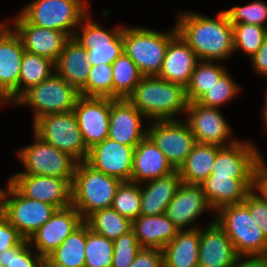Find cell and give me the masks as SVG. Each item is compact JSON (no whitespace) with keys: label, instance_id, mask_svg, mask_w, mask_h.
Returning <instances> with one entry per match:
<instances>
[{"label":"cell","instance_id":"6","mask_svg":"<svg viewBox=\"0 0 267 267\" xmlns=\"http://www.w3.org/2000/svg\"><path fill=\"white\" fill-rule=\"evenodd\" d=\"M87 0H34L19 12L29 23L73 37L88 14Z\"/></svg>","mask_w":267,"mask_h":267},{"label":"cell","instance_id":"39","mask_svg":"<svg viewBox=\"0 0 267 267\" xmlns=\"http://www.w3.org/2000/svg\"><path fill=\"white\" fill-rule=\"evenodd\" d=\"M111 207L133 222L140 215V184L131 181L121 182L117 187Z\"/></svg>","mask_w":267,"mask_h":267},{"label":"cell","instance_id":"1","mask_svg":"<svg viewBox=\"0 0 267 267\" xmlns=\"http://www.w3.org/2000/svg\"><path fill=\"white\" fill-rule=\"evenodd\" d=\"M177 14V33L196 53L198 60L223 61L234 53L232 24L224 10L216 19L195 12Z\"/></svg>","mask_w":267,"mask_h":267},{"label":"cell","instance_id":"22","mask_svg":"<svg viewBox=\"0 0 267 267\" xmlns=\"http://www.w3.org/2000/svg\"><path fill=\"white\" fill-rule=\"evenodd\" d=\"M139 112L127 99H112L108 138L124 145L136 146L147 136V128L142 129Z\"/></svg>","mask_w":267,"mask_h":267},{"label":"cell","instance_id":"8","mask_svg":"<svg viewBox=\"0 0 267 267\" xmlns=\"http://www.w3.org/2000/svg\"><path fill=\"white\" fill-rule=\"evenodd\" d=\"M80 93L56 72L27 90L16 105H28L34 111L33 123L42 116L73 111Z\"/></svg>","mask_w":267,"mask_h":267},{"label":"cell","instance_id":"38","mask_svg":"<svg viewBox=\"0 0 267 267\" xmlns=\"http://www.w3.org/2000/svg\"><path fill=\"white\" fill-rule=\"evenodd\" d=\"M233 46L235 51H242L252 58L267 37V28L253 24H232Z\"/></svg>","mask_w":267,"mask_h":267},{"label":"cell","instance_id":"26","mask_svg":"<svg viewBox=\"0 0 267 267\" xmlns=\"http://www.w3.org/2000/svg\"><path fill=\"white\" fill-rule=\"evenodd\" d=\"M175 171L163 152L146 136L134 149L131 182H144L160 178Z\"/></svg>","mask_w":267,"mask_h":267},{"label":"cell","instance_id":"11","mask_svg":"<svg viewBox=\"0 0 267 267\" xmlns=\"http://www.w3.org/2000/svg\"><path fill=\"white\" fill-rule=\"evenodd\" d=\"M80 23L81 30L75 31L73 37L87 50L90 66L112 64L122 54L124 27L105 30L93 22L89 13Z\"/></svg>","mask_w":267,"mask_h":267},{"label":"cell","instance_id":"19","mask_svg":"<svg viewBox=\"0 0 267 267\" xmlns=\"http://www.w3.org/2000/svg\"><path fill=\"white\" fill-rule=\"evenodd\" d=\"M135 147L106 138L89 149L86 162L121 182H128L131 181Z\"/></svg>","mask_w":267,"mask_h":267},{"label":"cell","instance_id":"2","mask_svg":"<svg viewBox=\"0 0 267 267\" xmlns=\"http://www.w3.org/2000/svg\"><path fill=\"white\" fill-rule=\"evenodd\" d=\"M126 99L151 121L177 119L189 103L185 86L158 76H143Z\"/></svg>","mask_w":267,"mask_h":267},{"label":"cell","instance_id":"12","mask_svg":"<svg viewBox=\"0 0 267 267\" xmlns=\"http://www.w3.org/2000/svg\"><path fill=\"white\" fill-rule=\"evenodd\" d=\"M147 136L175 170L183 165L197 143L187 121L178 119L152 121L147 127Z\"/></svg>","mask_w":267,"mask_h":267},{"label":"cell","instance_id":"42","mask_svg":"<svg viewBox=\"0 0 267 267\" xmlns=\"http://www.w3.org/2000/svg\"><path fill=\"white\" fill-rule=\"evenodd\" d=\"M28 239H23L17 246L0 253L4 267H42V256L33 251Z\"/></svg>","mask_w":267,"mask_h":267},{"label":"cell","instance_id":"45","mask_svg":"<svg viewBox=\"0 0 267 267\" xmlns=\"http://www.w3.org/2000/svg\"><path fill=\"white\" fill-rule=\"evenodd\" d=\"M267 239V201L252 189L243 202Z\"/></svg>","mask_w":267,"mask_h":267},{"label":"cell","instance_id":"17","mask_svg":"<svg viewBox=\"0 0 267 267\" xmlns=\"http://www.w3.org/2000/svg\"><path fill=\"white\" fill-rule=\"evenodd\" d=\"M241 141L218 150L210 176L254 178L256 168L264 157L253 144Z\"/></svg>","mask_w":267,"mask_h":267},{"label":"cell","instance_id":"28","mask_svg":"<svg viewBox=\"0 0 267 267\" xmlns=\"http://www.w3.org/2000/svg\"><path fill=\"white\" fill-rule=\"evenodd\" d=\"M140 184V215H163L170 201L174 198L182 179L179 171Z\"/></svg>","mask_w":267,"mask_h":267},{"label":"cell","instance_id":"32","mask_svg":"<svg viewBox=\"0 0 267 267\" xmlns=\"http://www.w3.org/2000/svg\"><path fill=\"white\" fill-rule=\"evenodd\" d=\"M53 69V70H52ZM55 71L50 59L24 51L18 84V99L31 87L49 78Z\"/></svg>","mask_w":267,"mask_h":267},{"label":"cell","instance_id":"24","mask_svg":"<svg viewBox=\"0 0 267 267\" xmlns=\"http://www.w3.org/2000/svg\"><path fill=\"white\" fill-rule=\"evenodd\" d=\"M198 61L196 53L177 33L167 45L158 77L186 87Z\"/></svg>","mask_w":267,"mask_h":267},{"label":"cell","instance_id":"37","mask_svg":"<svg viewBox=\"0 0 267 267\" xmlns=\"http://www.w3.org/2000/svg\"><path fill=\"white\" fill-rule=\"evenodd\" d=\"M113 240L92 231L86 223L85 267H111Z\"/></svg>","mask_w":267,"mask_h":267},{"label":"cell","instance_id":"25","mask_svg":"<svg viewBox=\"0 0 267 267\" xmlns=\"http://www.w3.org/2000/svg\"><path fill=\"white\" fill-rule=\"evenodd\" d=\"M201 186L212 211L216 212L223 206L243 203L254 188V178L209 176Z\"/></svg>","mask_w":267,"mask_h":267},{"label":"cell","instance_id":"16","mask_svg":"<svg viewBox=\"0 0 267 267\" xmlns=\"http://www.w3.org/2000/svg\"><path fill=\"white\" fill-rule=\"evenodd\" d=\"M110 110L111 98H78L73 112L88 150L108 138Z\"/></svg>","mask_w":267,"mask_h":267},{"label":"cell","instance_id":"7","mask_svg":"<svg viewBox=\"0 0 267 267\" xmlns=\"http://www.w3.org/2000/svg\"><path fill=\"white\" fill-rule=\"evenodd\" d=\"M56 210L52 204L22 196L9 182L5 190L0 188V213L24 239H29Z\"/></svg>","mask_w":267,"mask_h":267},{"label":"cell","instance_id":"21","mask_svg":"<svg viewBox=\"0 0 267 267\" xmlns=\"http://www.w3.org/2000/svg\"><path fill=\"white\" fill-rule=\"evenodd\" d=\"M212 210L201 184L182 182L174 198L168 204L165 215L179 230L199 228L193 224L206 210ZM189 227V228H185Z\"/></svg>","mask_w":267,"mask_h":267},{"label":"cell","instance_id":"31","mask_svg":"<svg viewBox=\"0 0 267 267\" xmlns=\"http://www.w3.org/2000/svg\"><path fill=\"white\" fill-rule=\"evenodd\" d=\"M220 146L196 143L186 161L178 169L182 182L201 184L210 176Z\"/></svg>","mask_w":267,"mask_h":267},{"label":"cell","instance_id":"43","mask_svg":"<svg viewBox=\"0 0 267 267\" xmlns=\"http://www.w3.org/2000/svg\"><path fill=\"white\" fill-rule=\"evenodd\" d=\"M231 24H253L267 28V4L256 0L245 6H234L224 10Z\"/></svg>","mask_w":267,"mask_h":267},{"label":"cell","instance_id":"48","mask_svg":"<svg viewBox=\"0 0 267 267\" xmlns=\"http://www.w3.org/2000/svg\"><path fill=\"white\" fill-rule=\"evenodd\" d=\"M253 189L267 201V165L264 159L256 168Z\"/></svg>","mask_w":267,"mask_h":267},{"label":"cell","instance_id":"13","mask_svg":"<svg viewBox=\"0 0 267 267\" xmlns=\"http://www.w3.org/2000/svg\"><path fill=\"white\" fill-rule=\"evenodd\" d=\"M8 21L0 24V104L18 100V84L24 48ZM11 28H10V27Z\"/></svg>","mask_w":267,"mask_h":267},{"label":"cell","instance_id":"33","mask_svg":"<svg viewBox=\"0 0 267 267\" xmlns=\"http://www.w3.org/2000/svg\"><path fill=\"white\" fill-rule=\"evenodd\" d=\"M96 234L114 240L132 229V221L120 215L112 207L100 209L84 220Z\"/></svg>","mask_w":267,"mask_h":267},{"label":"cell","instance_id":"47","mask_svg":"<svg viewBox=\"0 0 267 267\" xmlns=\"http://www.w3.org/2000/svg\"><path fill=\"white\" fill-rule=\"evenodd\" d=\"M129 267H163L162 249L141 248Z\"/></svg>","mask_w":267,"mask_h":267},{"label":"cell","instance_id":"50","mask_svg":"<svg viewBox=\"0 0 267 267\" xmlns=\"http://www.w3.org/2000/svg\"><path fill=\"white\" fill-rule=\"evenodd\" d=\"M231 267H267V256L238 255Z\"/></svg>","mask_w":267,"mask_h":267},{"label":"cell","instance_id":"51","mask_svg":"<svg viewBox=\"0 0 267 267\" xmlns=\"http://www.w3.org/2000/svg\"><path fill=\"white\" fill-rule=\"evenodd\" d=\"M42 267H68L59 262H55L50 256L42 257Z\"/></svg>","mask_w":267,"mask_h":267},{"label":"cell","instance_id":"14","mask_svg":"<svg viewBox=\"0 0 267 267\" xmlns=\"http://www.w3.org/2000/svg\"><path fill=\"white\" fill-rule=\"evenodd\" d=\"M72 181L73 178L13 174L8 182L22 196L62 209L71 206Z\"/></svg>","mask_w":267,"mask_h":267},{"label":"cell","instance_id":"20","mask_svg":"<svg viewBox=\"0 0 267 267\" xmlns=\"http://www.w3.org/2000/svg\"><path fill=\"white\" fill-rule=\"evenodd\" d=\"M12 20L13 29L19 35L25 51L57 62L66 41L70 38L66 33L35 26L20 13Z\"/></svg>","mask_w":267,"mask_h":267},{"label":"cell","instance_id":"10","mask_svg":"<svg viewBox=\"0 0 267 267\" xmlns=\"http://www.w3.org/2000/svg\"><path fill=\"white\" fill-rule=\"evenodd\" d=\"M33 137L34 143L17 150V156L25 168L24 172L17 174L74 178L78 161L35 133Z\"/></svg>","mask_w":267,"mask_h":267},{"label":"cell","instance_id":"40","mask_svg":"<svg viewBox=\"0 0 267 267\" xmlns=\"http://www.w3.org/2000/svg\"><path fill=\"white\" fill-rule=\"evenodd\" d=\"M80 96L113 99L112 65L90 66L88 81L83 87Z\"/></svg>","mask_w":267,"mask_h":267},{"label":"cell","instance_id":"30","mask_svg":"<svg viewBox=\"0 0 267 267\" xmlns=\"http://www.w3.org/2000/svg\"><path fill=\"white\" fill-rule=\"evenodd\" d=\"M200 228L179 230L162 248L163 267H199Z\"/></svg>","mask_w":267,"mask_h":267},{"label":"cell","instance_id":"15","mask_svg":"<svg viewBox=\"0 0 267 267\" xmlns=\"http://www.w3.org/2000/svg\"><path fill=\"white\" fill-rule=\"evenodd\" d=\"M219 110L197 102L188 103L185 121L198 143L224 147L238 140L231 138L232 128Z\"/></svg>","mask_w":267,"mask_h":267},{"label":"cell","instance_id":"36","mask_svg":"<svg viewBox=\"0 0 267 267\" xmlns=\"http://www.w3.org/2000/svg\"><path fill=\"white\" fill-rule=\"evenodd\" d=\"M226 72V68L216 61L199 60L186 86L189 102H196Z\"/></svg>","mask_w":267,"mask_h":267},{"label":"cell","instance_id":"46","mask_svg":"<svg viewBox=\"0 0 267 267\" xmlns=\"http://www.w3.org/2000/svg\"><path fill=\"white\" fill-rule=\"evenodd\" d=\"M23 239L18 230L0 213V253L17 246Z\"/></svg>","mask_w":267,"mask_h":267},{"label":"cell","instance_id":"52","mask_svg":"<svg viewBox=\"0 0 267 267\" xmlns=\"http://www.w3.org/2000/svg\"><path fill=\"white\" fill-rule=\"evenodd\" d=\"M262 112H263L262 116H263V119L265 121V125L267 126V97H266L265 105H264V108H263Z\"/></svg>","mask_w":267,"mask_h":267},{"label":"cell","instance_id":"23","mask_svg":"<svg viewBox=\"0 0 267 267\" xmlns=\"http://www.w3.org/2000/svg\"><path fill=\"white\" fill-rule=\"evenodd\" d=\"M207 226L200 228L199 267H231L238 254L230 238L215 219Z\"/></svg>","mask_w":267,"mask_h":267},{"label":"cell","instance_id":"27","mask_svg":"<svg viewBox=\"0 0 267 267\" xmlns=\"http://www.w3.org/2000/svg\"><path fill=\"white\" fill-rule=\"evenodd\" d=\"M55 72L79 93L83 91V87L88 81L90 64L87 50L74 37H70L66 41L55 63Z\"/></svg>","mask_w":267,"mask_h":267},{"label":"cell","instance_id":"9","mask_svg":"<svg viewBox=\"0 0 267 267\" xmlns=\"http://www.w3.org/2000/svg\"><path fill=\"white\" fill-rule=\"evenodd\" d=\"M34 133L57 149L69 154L78 162L86 161V148L73 111L48 114L33 123Z\"/></svg>","mask_w":267,"mask_h":267},{"label":"cell","instance_id":"49","mask_svg":"<svg viewBox=\"0 0 267 267\" xmlns=\"http://www.w3.org/2000/svg\"><path fill=\"white\" fill-rule=\"evenodd\" d=\"M250 60L254 71L267 78V37L264 39L256 54L250 58Z\"/></svg>","mask_w":267,"mask_h":267},{"label":"cell","instance_id":"34","mask_svg":"<svg viewBox=\"0 0 267 267\" xmlns=\"http://www.w3.org/2000/svg\"><path fill=\"white\" fill-rule=\"evenodd\" d=\"M111 65L113 99H126L139 84L143 75L124 51Z\"/></svg>","mask_w":267,"mask_h":267},{"label":"cell","instance_id":"18","mask_svg":"<svg viewBox=\"0 0 267 267\" xmlns=\"http://www.w3.org/2000/svg\"><path fill=\"white\" fill-rule=\"evenodd\" d=\"M84 219L72 205L57 209L51 218L28 239L29 244L42 257L49 256Z\"/></svg>","mask_w":267,"mask_h":267},{"label":"cell","instance_id":"4","mask_svg":"<svg viewBox=\"0 0 267 267\" xmlns=\"http://www.w3.org/2000/svg\"><path fill=\"white\" fill-rule=\"evenodd\" d=\"M177 34L176 26L167 32L143 27H124L123 51L143 76H158L169 41Z\"/></svg>","mask_w":267,"mask_h":267},{"label":"cell","instance_id":"3","mask_svg":"<svg viewBox=\"0 0 267 267\" xmlns=\"http://www.w3.org/2000/svg\"><path fill=\"white\" fill-rule=\"evenodd\" d=\"M121 181L94 169L86 161L78 162L71 184V205L85 220L97 210L110 208Z\"/></svg>","mask_w":267,"mask_h":267},{"label":"cell","instance_id":"5","mask_svg":"<svg viewBox=\"0 0 267 267\" xmlns=\"http://www.w3.org/2000/svg\"><path fill=\"white\" fill-rule=\"evenodd\" d=\"M216 213L215 221L228 235L238 255L267 256V239L244 203L223 206Z\"/></svg>","mask_w":267,"mask_h":267},{"label":"cell","instance_id":"44","mask_svg":"<svg viewBox=\"0 0 267 267\" xmlns=\"http://www.w3.org/2000/svg\"><path fill=\"white\" fill-rule=\"evenodd\" d=\"M141 248L133 229L114 239L111 267H129Z\"/></svg>","mask_w":267,"mask_h":267},{"label":"cell","instance_id":"41","mask_svg":"<svg viewBox=\"0 0 267 267\" xmlns=\"http://www.w3.org/2000/svg\"><path fill=\"white\" fill-rule=\"evenodd\" d=\"M240 88L227 70L196 102L203 106L220 108L235 98L240 92Z\"/></svg>","mask_w":267,"mask_h":267},{"label":"cell","instance_id":"35","mask_svg":"<svg viewBox=\"0 0 267 267\" xmlns=\"http://www.w3.org/2000/svg\"><path fill=\"white\" fill-rule=\"evenodd\" d=\"M86 222L74 230L49 256L68 267H85Z\"/></svg>","mask_w":267,"mask_h":267},{"label":"cell","instance_id":"29","mask_svg":"<svg viewBox=\"0 0 267 267\" xmlns=\"http://www.w3.org/2000/svg\"><path fill=\"white\" fill-rule=\"evenodd\" d=\"M137 241L142 248L162 249L177 235L179 229L165 215H139L132 222Z\"/></svg>","mask_w":267,"mask_h":267}]
</instances>
